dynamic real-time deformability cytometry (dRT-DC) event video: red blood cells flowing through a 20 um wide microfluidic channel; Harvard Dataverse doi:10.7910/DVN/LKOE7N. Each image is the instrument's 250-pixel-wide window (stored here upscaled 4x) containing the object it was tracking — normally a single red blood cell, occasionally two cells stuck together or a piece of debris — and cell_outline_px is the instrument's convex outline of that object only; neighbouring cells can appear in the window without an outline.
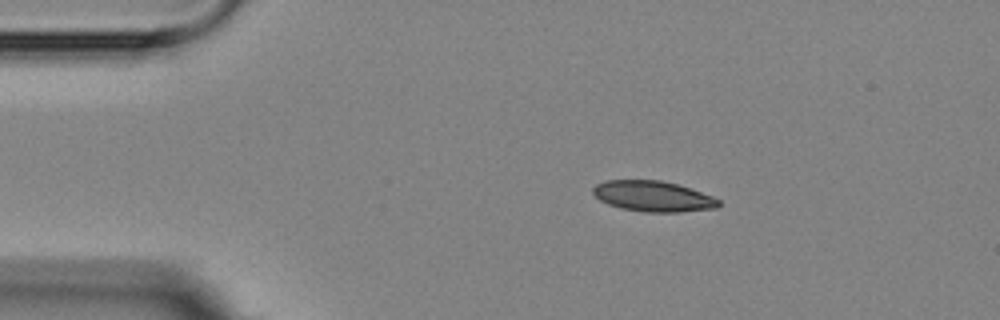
{"species": "Egyptian fruit bat (a non-hibernating species)", "species_latin": "Rousettus aegyptiacus", "temperature_condition": "room temperature", "stored_images_in_passage": 5, "camera_frame_rate_fps": 3000, "um_per_image_px": 0.085, "animal": {"sex": "female"}, "frame": {"image": 1, "passage_image": 1, "time_ms": 0.0, "image_size_px": [1000, 320], "cell_outline_px": [[720, 204], [716, 208], [680, 212], [644, 212], [620, 208], [608, 204], [600, 200], [592, 192], [592, 188], [596, 184], [604, 180], [660, 180], [676, 184], [712, 196], [720, 200]], "centroid_in_image_um": [55.48, 16.68], "position_along_channel_um": 29.5, "area_um2": 22.37}}
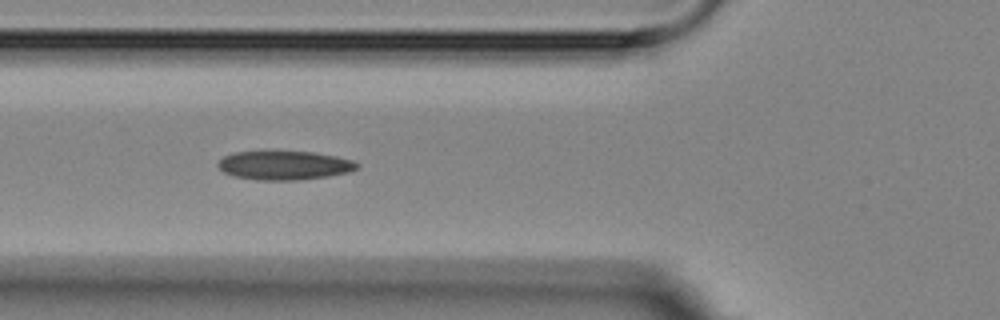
{"frame": {"image": 2, "passage_image": 4, "time_ms": 3.333, "image_size_px": [1000, 320], "cell_outline_px": [[360, 164], [356, 168], [348, 172], [328, 176], [296, 180], [256, 180], [232, 176], [224, 172], [216, 164], [224, 156], [232, 152], [264, 148], [312, 152], [336, 156], [352, 160]], "centroid_in_image_um": [24.08, 14.0], "position_along_channel_um": 101.7, "area_um2": 24.39}}
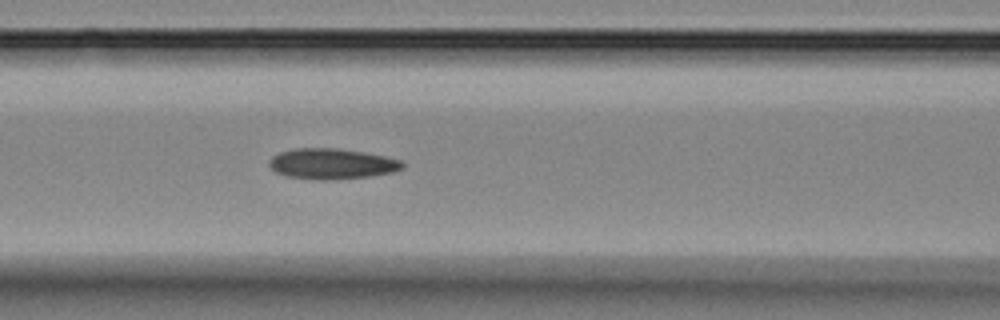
{"frame": {"image": 3, "passage_image": 5, "time_ms": 4.333, "image_size_px": [1000, 320], "cell_outline_px": [[404, 168], [392, 172], [368, 176], [328, 180], [320, 180], [288, 176], [276, 172], [268, 164], [272, 156], [280, 152], [296, 148], [340, 148], [364, 152], [384, 156], [400, 160], [404, 164]], "centroid_in_image_um": [28.2, 13.91], "position_along_channel_um": 138.4, "area_um2": 23.58}}